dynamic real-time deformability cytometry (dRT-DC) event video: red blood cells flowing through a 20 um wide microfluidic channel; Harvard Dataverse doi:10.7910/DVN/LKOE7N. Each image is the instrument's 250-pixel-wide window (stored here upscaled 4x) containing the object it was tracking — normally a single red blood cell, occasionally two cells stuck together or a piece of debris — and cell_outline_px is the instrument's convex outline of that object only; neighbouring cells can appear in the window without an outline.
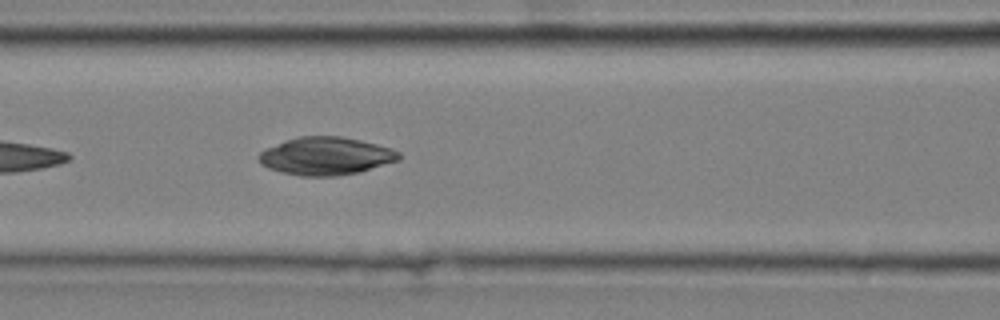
{"species": "common noctule bat (a hibernating species)", "species_latin": "Nyctalus noctula", "temperature_condition": "cold", "stored_images_in_passage": 6, "camera_frame_rate_fps": 3000, "um_per_image_px": 0.085, "animal": {"sex": "male", "body_mass_g": 20.4}, "frame": {"image": 1, "passage_image": 6, "time_ms": 1.667, "image_size_px": [1000, 320], "cell_outline_px": [[400, 160], [360, 172], [340, 176], [300, 176], [280, 172], [268, 168], [260, 164], [260, 152], [264, 148], [284, 140], [300, 136], [340, 136], [360, 140], [392, 148], [400, 152]], "centroid_in_image_um": [27.7, 13.27], "position_along_channel_um": 138.9, "area_um2": 31.15}}